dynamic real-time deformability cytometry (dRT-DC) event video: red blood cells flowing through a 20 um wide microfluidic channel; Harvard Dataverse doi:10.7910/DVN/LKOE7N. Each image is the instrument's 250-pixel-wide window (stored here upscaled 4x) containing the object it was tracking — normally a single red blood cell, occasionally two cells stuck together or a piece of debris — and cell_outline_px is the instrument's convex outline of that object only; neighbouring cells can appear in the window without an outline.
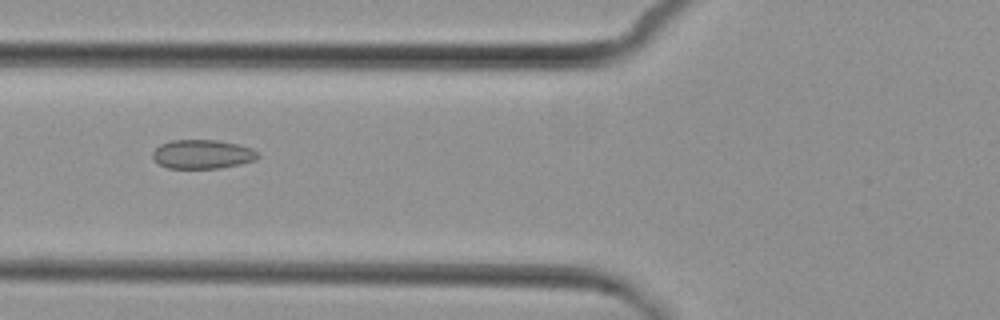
{"species": "common noctule bat (a hibernating species)", "species_latin": "Nyctalus noctula", "temperature_condition": "cold", "stored_images_in_passage": 7, "camera_frame_rate_fps": 3000, "um_per_image_px": 0.085, "animal": {"sex": "female", "body_mass_g": 29.2, "forearm_length_mm": 56.3}, "frame": {"image": 1, "passage_image": 6, "time_ms": 6.667, "image_size_px": [1000, 320], "cell_outline_px": [[260, 156], [256, 160], [240, 164], [220, 168], [168, 168], [160, 164], [152, 156], [152, 152], [160, 144], [172, 140], [216, 140], [236, 144], [252, 148]], "centroid_in_image_um": [17.21, 13.11], "position_along_channel_um": 108.6, "area_um2": 17.69}}
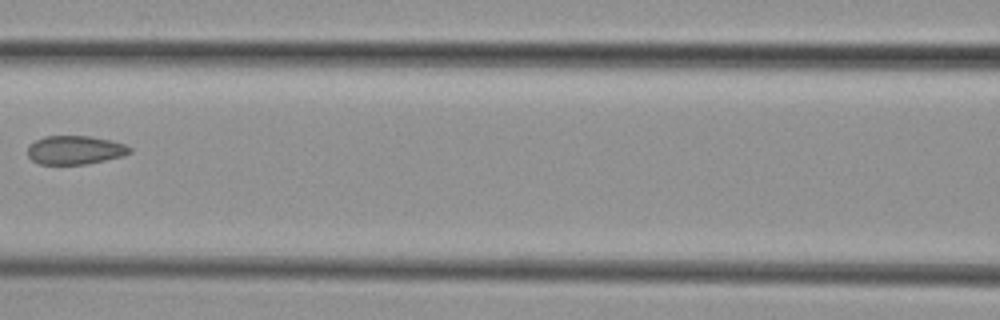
{"frame": {"image": 2, "passage_image": 7, "time_ms": 8.0, "image_size_px": [1000, 320], "cell_outline_px": [[132, 152], [124, 156], [88, 164], [40, 164], [32, 160], [28, 156], [28, 144], [44, 136], [88, 136], [112, 140], [124, 144], [132, 148]], "centroid_in_image_um": [6.4, 12.75], "position_along_channel_um": 160.2, "area_um2": 17.22}}